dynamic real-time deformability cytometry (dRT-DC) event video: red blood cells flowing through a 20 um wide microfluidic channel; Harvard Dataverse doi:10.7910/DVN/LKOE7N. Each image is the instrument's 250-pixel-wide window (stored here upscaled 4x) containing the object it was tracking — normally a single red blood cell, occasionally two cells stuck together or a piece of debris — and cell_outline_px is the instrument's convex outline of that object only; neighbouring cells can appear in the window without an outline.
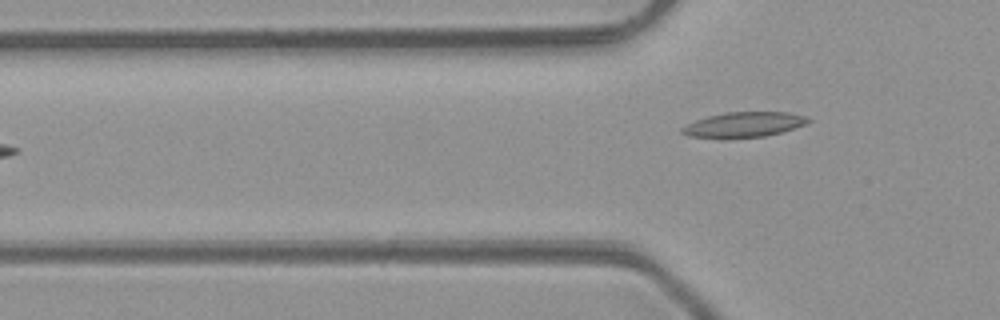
{"species": "common noctule bat (a hibernating species)", "species_latin": "Nyctalus noctula", "temperature_condition": "room temperature", "stored_images_in_passage": 5, "camera_frame_rate_fps": 3000, "um_per_image_px": 0.085, "animal": {"sex": "male", "body_mass_g": 23.1, "forearm_length_mm": 52.7}, "frame": {"image": 1, "passage_image": 5, "time_ms": 5.333, "image_size_px": [1000, 320], "cell_outline_px": [[812, 120], [808, 124], [780, 132], [764, 136], [724, 140], [688, 136], [680, 132], [680, 128], [696, 120], [708, 116], [724, 112], [788, 112], [804, 116]], "centroid_in_image_um": [63.18, 10.62], "position_along_channel_um": 62.6, "area_um2": 18.9}}